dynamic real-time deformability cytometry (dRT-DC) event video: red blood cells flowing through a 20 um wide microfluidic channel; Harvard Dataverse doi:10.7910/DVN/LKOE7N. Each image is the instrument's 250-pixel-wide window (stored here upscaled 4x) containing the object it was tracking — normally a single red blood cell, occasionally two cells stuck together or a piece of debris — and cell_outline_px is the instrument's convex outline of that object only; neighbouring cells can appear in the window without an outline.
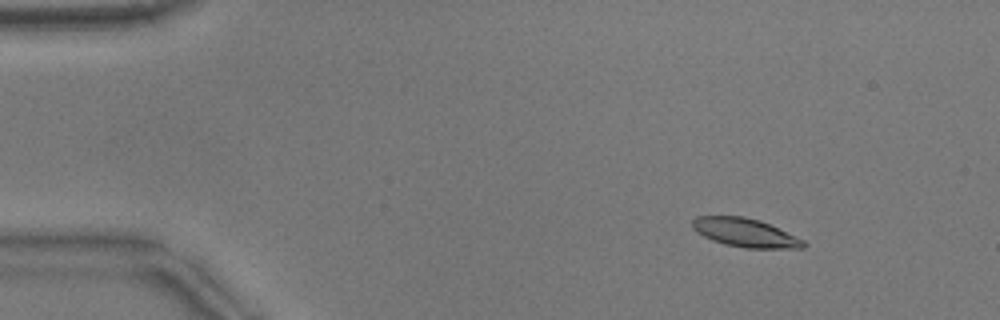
{"species": "common noctule bat (a hibernating species)", "species_latin": "Nyctalus noctula", "temperature_condition": "warm", "stored_images_in_passage": 53, "camera_frame_rate_fps": 3000, "um_per_image_px": 0.085, "animal": {"sex": "male", "body_mass_g": 17.9}, "frame": {"image": 1, "passage_image": 7, "time_ms": 2.0, "image_size_px": [1000, 320], "cell_outline_px": [[808, 244], [804, 248], [744, 248], [724, 244], [712, 240], [696, 232], [692, 228], [692, 220], [696, 216], [744, 216], [760, 220], [804, 240]], "centroid_in_image_um": [63.33, 19.78], "position_along_channel_um": 21.7, "area_um2": 18.55}}
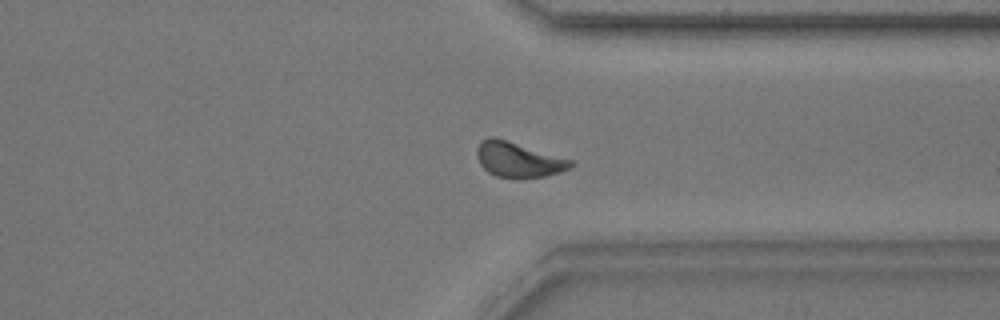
{"frame": {"image": 2, "passage_image": 41, "time_ms": 13.333, "image_size_px": [1000, 320], "cell_outline_px": [[576, 164], [560, 172], [544, 176], [520, 180], [496, 176], [488, 172], [480, 164], [476, 152], [476, 148], [480, 140], [488, 136], [496, 136], [572, 160]], "centroid_in_image_um": [44.03, 13.57], "position_along_channel_um": 367.4, "area_um2": 19.65}}
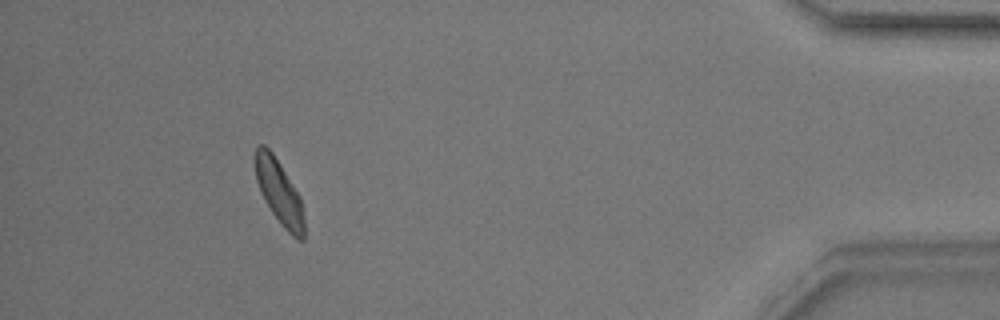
{"frame": {"image": 3, "passage_image": 49, "time_ms": 16.0, "image_size_px": [1000, 320], "cell_outline_px": [[304, 240], [300, 240], [292, 236], [280, 224], [264, 200], [260, 192], [256, 180], [252, 160], [256, 144], [264, 144], [272, 152], [300, 196], [304, 220]], "centroid_in_image_um": [23.67, 16.29], "position_along_channel_um": 411.5, "area_um2": 18.61}, "authors_computed_cell_mechanics": {"area_um2": 18.7272, "velocity_mm_per_s": 3.8088, "shape_relaxation_time_tau1_ms": 3.2213, "shape_relaxation_time_tau2_ms": 2.3314, "deformation_change_tau1": 0.1105, "deformation_change_tau2": 0.0835}}